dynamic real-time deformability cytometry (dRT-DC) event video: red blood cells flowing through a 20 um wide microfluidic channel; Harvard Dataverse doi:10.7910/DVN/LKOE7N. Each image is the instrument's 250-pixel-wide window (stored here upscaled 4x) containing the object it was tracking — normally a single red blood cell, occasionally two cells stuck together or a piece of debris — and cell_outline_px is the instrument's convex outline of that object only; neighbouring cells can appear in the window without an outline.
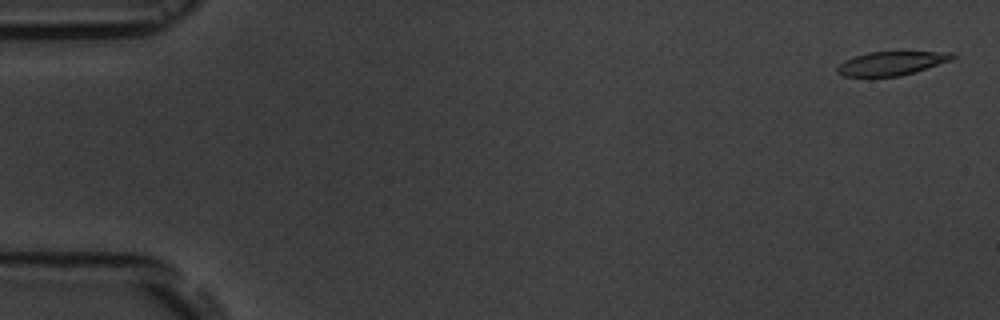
{"species": "common noctule bat (a hibernating species)", "species_latin": "Nyctalus noctula", "temperature_condition": "room temperature", "stored_images_in_passage": 4, "camera_frame_rate_fps": 3000, "um_per_image_px": 0.085, "animal": {"sex": "male", "body_mass_g": 19.5, "forearm_length_mm": 54.6}, "frame": {"image": 1, "passage_image": 4, "time_ms": 5.333, "image_size_px": [1000, 320], "cell_outline_px": [[956, 56], [952, 60], [916, 72], [900, 76], [844, 76], [836, 72], [836, 68], [844, 60], [868, 52], [956, 52]], "centroid_in_image_um": [75.81, 5.38], "position_along_channel_um": 9.2, "area_um2": 15.95}}